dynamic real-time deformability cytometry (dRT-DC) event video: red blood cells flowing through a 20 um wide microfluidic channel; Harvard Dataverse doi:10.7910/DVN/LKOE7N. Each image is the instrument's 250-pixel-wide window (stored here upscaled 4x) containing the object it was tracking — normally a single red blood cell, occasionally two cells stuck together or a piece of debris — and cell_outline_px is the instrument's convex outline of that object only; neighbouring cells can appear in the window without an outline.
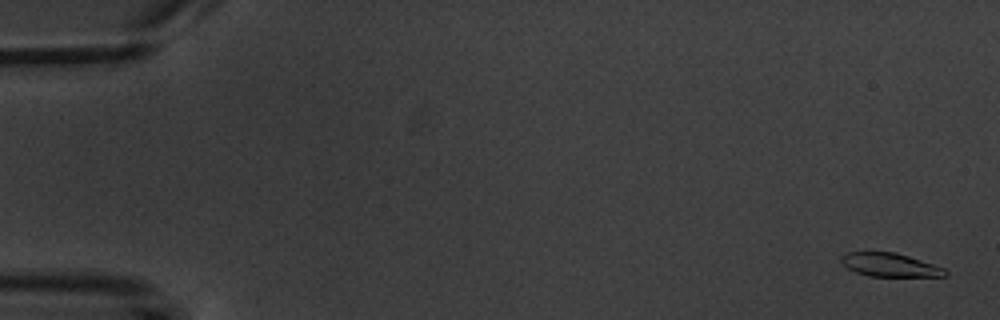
{"species": "common noctule bat (a hibernating species)", "species_latin": "Nyctalus noctula", "temperature_condition": "warm", "stored_images_in_passage": 5, "camera_frame_rate_fps": 3000, "um_per_image_px": 0.085, "animal": {"sex": "male", "body_mass_g": 20.1, "forearm_length_mm": 53.5}, "frame": {"image": 1, "passage_image": 1, "time_ms": 0.0, "image_size_px": [1000, 320], "cell_outline_px": [[948, 276], [868, 276], [856, 272], [848, 268], [840, 260], [840, 256], [848, 252], [896, 252], [944, 268], [948, 272]], "centroid_in_image_um": [75.63, 22.51], "position_along_channel_um": 9.4, "area_um2": 14.1}}
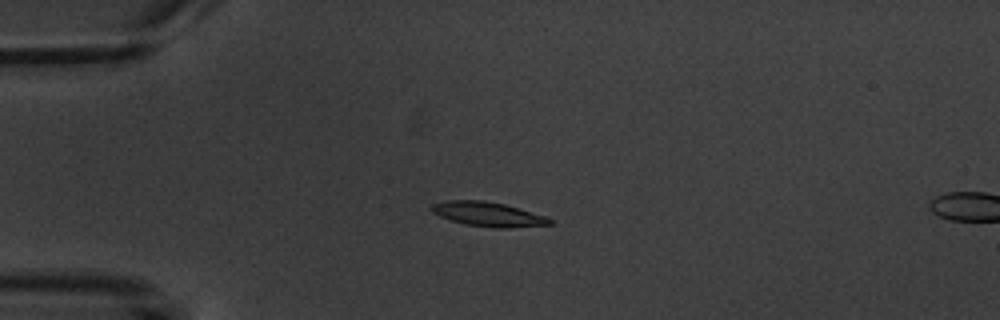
{"frame": {"image": 2, "passage_image": 4, "time_ms": 4.333, "image_size_px": [1000, 320], "cell_outline_px": [[552, 224], [504, 228], [496, 228], [464, 224], [440, 216], [432, 212], [428, 208], [432, 204], [448, 200], [484, 200], [504, 204], [544, 216], [552, 220]], "centroid_in_image_um": [41.42, 18.2], "position_along_channel_um": 43.6, "area_um2": 16.59}}